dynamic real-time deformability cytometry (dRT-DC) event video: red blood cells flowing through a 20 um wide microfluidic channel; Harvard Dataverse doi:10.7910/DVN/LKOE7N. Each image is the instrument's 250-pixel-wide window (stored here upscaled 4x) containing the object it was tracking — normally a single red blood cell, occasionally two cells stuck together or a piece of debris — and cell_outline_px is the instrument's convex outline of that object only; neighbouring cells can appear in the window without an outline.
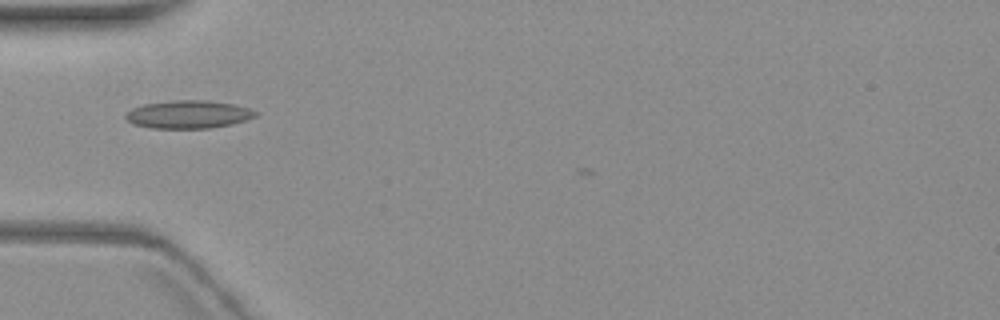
{"species": "common noctule bat (a hibernating species)", "species_latin": "Nyctalus noctula", "temperature_condition": "warm", "stored_images_in_passage": 4, "camera_frame_rate_fps": 3000, "um_per_image_px": 0.085, "animal": {"sex": "female", "body_mass_g": 19.3, "forearm_length_mm": 54.1}, "frame": {"image": 1, "passage_image": 3, "time_ms": 3.333, "image_size_px": [1000, 320], "cell_outline_px": [[260, 112], [256, 116], [232, 124], [208, 128], [152, 128], [132, 124], [124, 116], [124, 112], [132, 108], [144, 104], [172, 100], [204, 100], [232, 104], [248, 108]], "centroid_in_image_um": [15.97, 9.72], "position_along_channel_um": 69.0, "area_um2": 21.15}}